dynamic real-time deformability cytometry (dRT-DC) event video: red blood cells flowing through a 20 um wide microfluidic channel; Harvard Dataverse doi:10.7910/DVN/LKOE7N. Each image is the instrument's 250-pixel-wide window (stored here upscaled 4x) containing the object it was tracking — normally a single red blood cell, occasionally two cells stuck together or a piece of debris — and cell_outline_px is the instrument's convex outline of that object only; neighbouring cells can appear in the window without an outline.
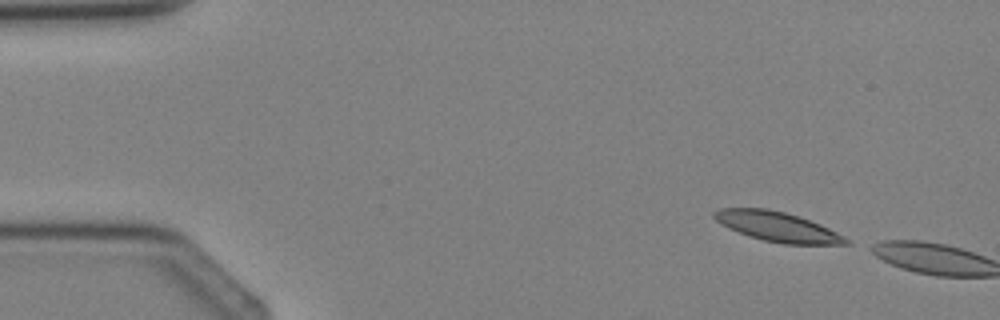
{"species": "Egyptian fruit bat (a non-hibernating species)", "species_latin": "Rousettus aegyptiacus", "temperature_condition": "cold", "stored_images_in_passage": 2, "camera_frame_rate_fps": 3000, "um_per_image_px": 0.085, "animal": {"sex": "female"}, "frame": {"image": 1, "passage_image": 1, "time_ms": 0.0, "image_size_px": [1000, 320], "cell_outline_px": [[852, 244], [784, 244], [764, 240], [748, 236], [728, 228], [716, 220], [712, 216], [712, 212], [720, 208], [768, 208], [784, 212], [820, 224], [844, 236]], "centroid_in_image_um": [66.04, 19.26], "position_along_channel_um": 19.0, "area_um2": 22.6}}